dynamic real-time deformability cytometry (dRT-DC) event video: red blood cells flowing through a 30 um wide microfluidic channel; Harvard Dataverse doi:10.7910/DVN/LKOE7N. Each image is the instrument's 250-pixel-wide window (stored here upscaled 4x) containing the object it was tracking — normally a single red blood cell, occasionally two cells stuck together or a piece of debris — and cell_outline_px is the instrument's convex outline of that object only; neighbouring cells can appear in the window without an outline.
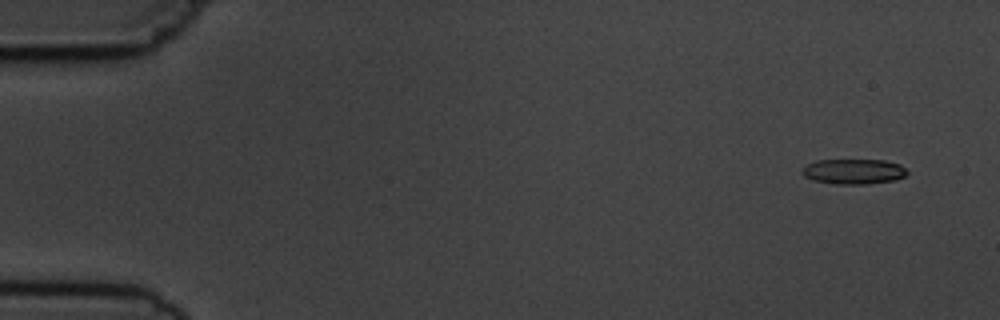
{"species": "common noctule bat (a hibernating species)", "species_latin": "Nyctalus noctula", "temperature_condition": "cold", "stored_images_in_passage": 5, "camera_frame_rate_fps": 3000, "um_per_image_px": 0.085, "animal": {"sex": "male", "body_mass_g": 19.5, "forearm_length_mm": 54.6}, "frame": {"image": 1, "passage_image": 2, "time_ms": 1.0, "image_size_px": [1000, 320], "cell_outline_px": [[908, 172], [904, 176], [896, 180], [864, 184], [836, 184], [812, 180], [804, 176], [800, 172], [808, 164], [816, 160], [884, 160], [900, 164]], "centroid_in_image_um": [72.55, 14.58], "position_along_channel_um": 12.4, "area_um2": 15.37}}